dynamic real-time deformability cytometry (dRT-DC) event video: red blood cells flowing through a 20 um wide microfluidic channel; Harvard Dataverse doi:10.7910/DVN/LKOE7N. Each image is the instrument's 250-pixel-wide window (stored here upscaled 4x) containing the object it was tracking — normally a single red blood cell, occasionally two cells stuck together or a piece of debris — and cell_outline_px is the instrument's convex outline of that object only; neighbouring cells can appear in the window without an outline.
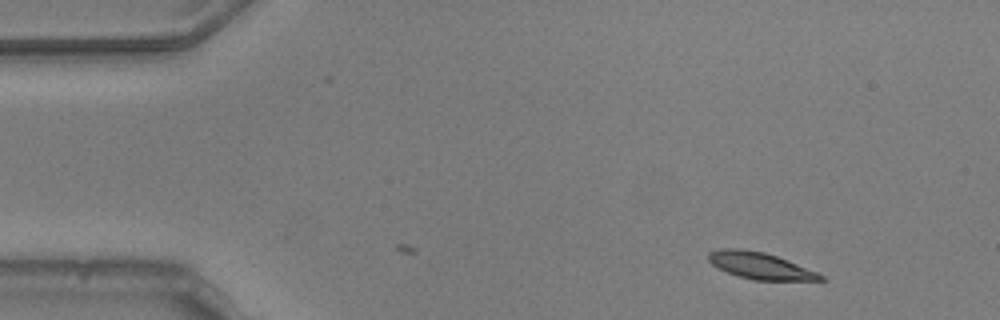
{"species": "common noctule bat (a hibernating species)", "species_latin": "Nyctalus noctula", "temperature_condition": "warm", "stored_images_in_passage": 4, "camera_frame_rate_fps": 3000, "um_per_image_px": 0.085, "animal": {"sex": "male", "body_mass_g": 20.5, "forearm_length_mm": 52.5}, "frame": {"image": 1, "passage_image": 4, "time_ms": 1.0, "image_size_px": [1000, 320], "cell_outline_px": [[828, 280], [752, 280], [728, 272], [712, 264], [708, 260], [708, 252], [720, 248], [740, 248], [764, 252], [776, 256], [816, 272], [824, 276]], "centroid_in_image_um": [64.58, 22.57], "position_along_channel_um": 20.4, "area_um2": 17.11}}